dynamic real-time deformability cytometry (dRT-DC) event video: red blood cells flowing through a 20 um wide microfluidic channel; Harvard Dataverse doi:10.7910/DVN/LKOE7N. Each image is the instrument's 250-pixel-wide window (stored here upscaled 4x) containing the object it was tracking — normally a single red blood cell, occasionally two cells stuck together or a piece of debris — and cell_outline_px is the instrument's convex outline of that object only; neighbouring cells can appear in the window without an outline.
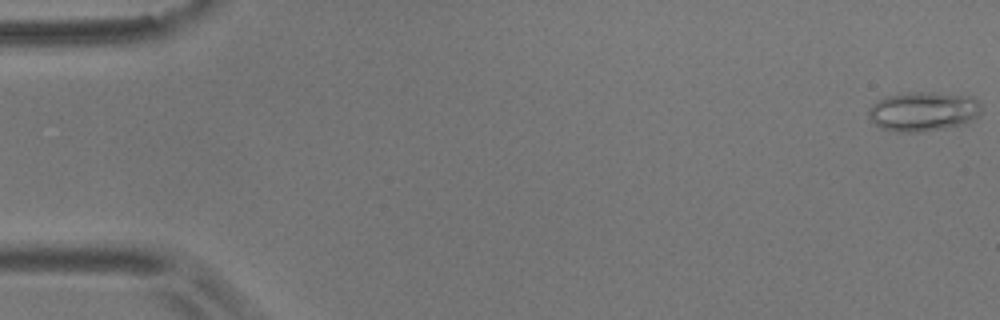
{"species": "common noctule bat (a hibernating species)", "species_latin": "Nyctalus noctula", "temperature_condition": "room temperature", "stored_images_in_passage": 53, "camera_frame_rate_fps": 3000, "um_per_image_px": 0.085, "animal": {"sex": "male", "body_mass_g": 17.9}, "frame": {"image": 1, "passage_image": 1, "time_ms": 0.0, "image_size_px": [1000, 320], "cell_outline_px": [[980, 116], [960, 124], [940, 128], [916, 132], [896, 132], [880, 128], [868, 116], [868, 108], [872, 104], [884, 96], [908, 92], [932, 92], [972, 96], [980, 104]], "centroid_in_image_um": [78.43, 9.45], "position_along_channel_um": 6.6, "area_um2": 25.84}}
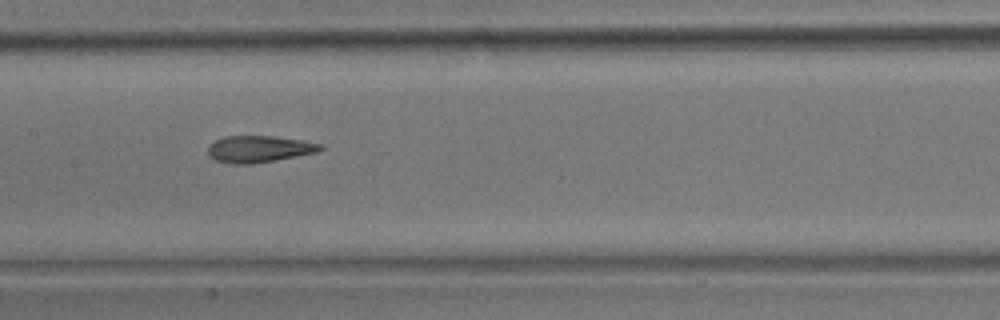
{"frame": {"image": 2, "passage_image": 28, "time_ms": 9.0, "image_size_px": [1000, 320], "cell_outline_px": [[324, 148], [316, 152], [296, 156], [252, 164], [236, 164], [216, 160], [208, 152], [208, 144], [224, 136], [272, 136], [300, 140], [324, 144]], "centroid_in_image_um": [22.02, 12.65], "position_along_channel_um": 185.4, "area_um2": 17.28}}
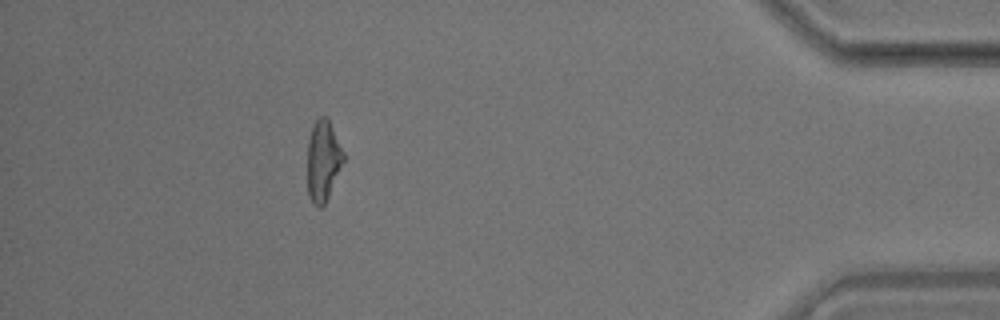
{"frame": {"image": 3, "passage_image": 51, "time_ms": 16.667, "image_size_px": [1000, 320], "cell_outline_px": [[344, 160], [328, 196], [324, 204], [320, 208], [312, 204], [308, 196], [308, 140], [312, 124], [320, 116], [328, 116], [344, 152]], "centroid_in_image_um": [27.45, 13.62], "position_along_channel_um": 407.7, "area_um2": 17.05}}